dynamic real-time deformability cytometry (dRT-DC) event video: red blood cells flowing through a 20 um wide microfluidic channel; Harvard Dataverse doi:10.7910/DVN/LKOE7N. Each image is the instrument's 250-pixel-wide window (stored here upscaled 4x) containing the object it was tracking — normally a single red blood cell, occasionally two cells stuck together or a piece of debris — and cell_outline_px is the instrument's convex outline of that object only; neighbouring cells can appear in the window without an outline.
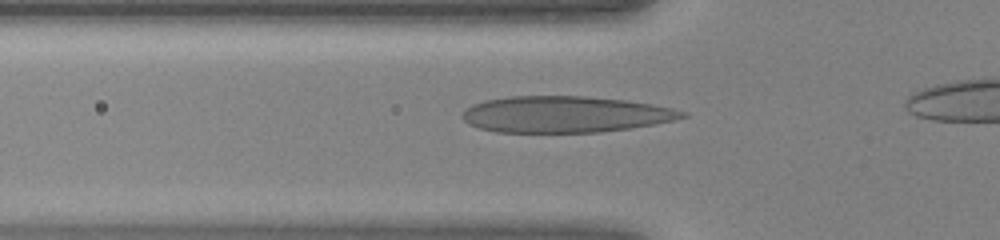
{"species": "human", "species_latin": "Homo sapiens", "temperature_condition": "warm", "stored_images_in_passage": 26, "camera_frame_rate_fps": 3000, "um_per_image_px": 0.085, "donor": {"sex": "female"}, "frame": {"image": 1, "passage_image": 4, "time_ms": 1.0, "image_size_px": [1000, 240], "cell_outline_px": [[688, 116], [672, 120], [652, 124], [628, 128], [600, 132], [496, 132], [480, 128], [468, 124], [460, 116], [472, 104], [488, 100], [512, 96], [584, 96], [624, 100], [652, 104], [672, 108], [688, 112]], "centroid_in_image_um": [48.03, 9.72], "position_along_channel_um": 77.8, "area_um2": 46.24}}
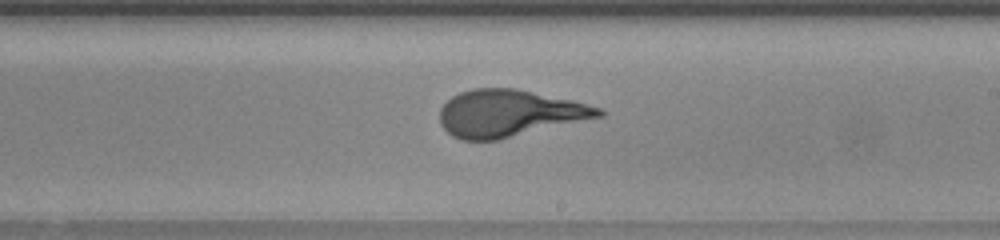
{"frame": {"image": 2, "passage_image": 15, "time_ms": 4.667, "image_size_px": [1000, 240], "cell_outline_px": [[604, 116], [500, 140], [460, 140], [452, 136], [440, 124], [440, 108], [452, 96], [460, 92], [472, 88], [516, 88], [568, 100], [600, 108], [604, 112]], "centroid_in_image_um": [43.24, 9.64], "position_along_channel_um": 245.8, "area_um2": 43.29}}
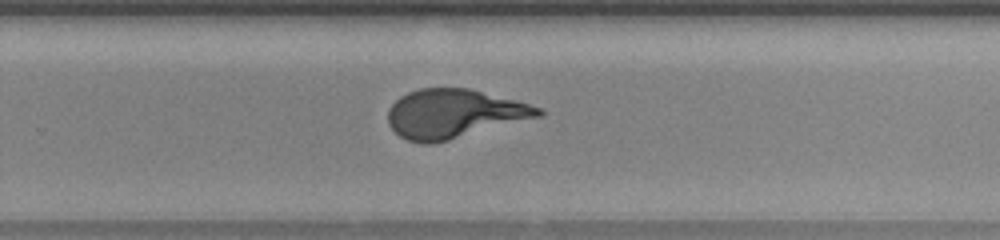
{"frame": {"image": 3, "passage_image": 18, "time_ms": 5.667, "image_size_px": [1000, 240], "cell_outline_px": [[544, 116], [432, 144], [420, 144], [408, 140], [400, 136], [388, 124], [388, 108], [400, 96], [408, 92], [420, 88], [468, 88], [516, 100], [540, 108], [544, 112]], "centroid_in_image_um": [38.59, 9.67], "position_along_channel_um": 291.2, "area_um2": 42.83}}